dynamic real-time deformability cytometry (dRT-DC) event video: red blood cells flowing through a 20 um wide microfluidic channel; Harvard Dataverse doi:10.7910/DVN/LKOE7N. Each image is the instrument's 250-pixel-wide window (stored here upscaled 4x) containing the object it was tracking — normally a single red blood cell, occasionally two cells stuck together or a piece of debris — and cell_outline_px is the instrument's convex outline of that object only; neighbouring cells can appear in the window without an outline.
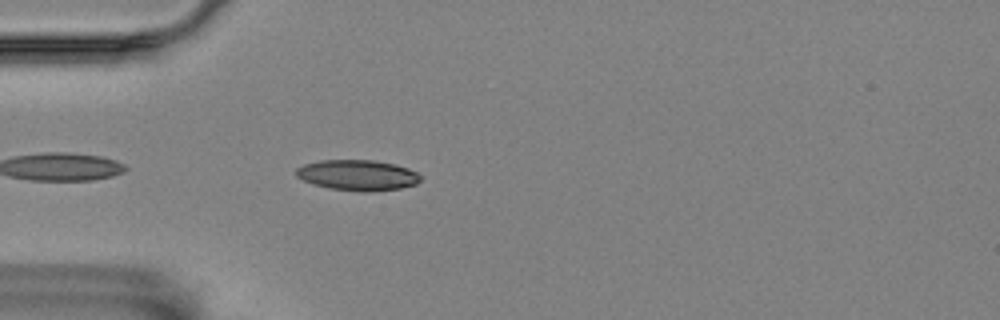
{"species": "Egyptian fruit bat (a non-hibernating species)", "species_latin": "Rousettus aegyptiacus", "temperature_condition": "room temperature", "stored_images_in_passage": 26, "camera_frame_rate_fps": 3000, "um_per_image_px": 0.085, "animal": {"sex": "female"}, "frame": {"image": 1, "passage_image": 3, "time_ms": 0.667, "image_size_px": [1000, 320], "cell_outline_px": [[420, 180], [416, 184], [400, 188], [368, 192], [360, 192], [328, 188], [312, 184], [296, 176], [296, 168], [304, 164], [320, 160], [372, 160], [396, 164], [408, 168], [416, 172], [420, 176]], "centroid_in_image_um": [30.38, 14.89], "position_along_channel_um": 54.6, "area_um2": 22.25}}
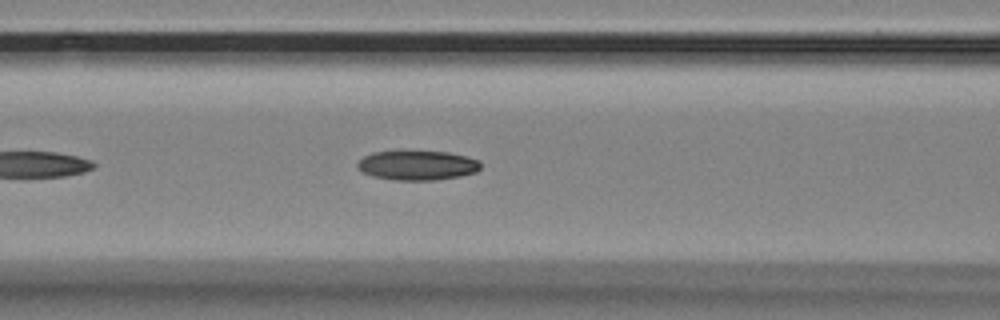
{"frame": {"image": 2, "passage_image": 10, "time_ms": 3.0, "image_size_px": [1000, 320], "cell_outline_px": [[480, 168], [476, 172], [460, 176], [436, 180], [396, 180], [372, 176], [364, 172], [356, 164], [364, 156], [372, 152], [396, 148], [400, 148], [448, 152], [468, 156], [480, 160]], "centroid_in_image_um": [35.47, 13.99], "position_along_channel_um": 131.1, "area_um2": 22.14}}
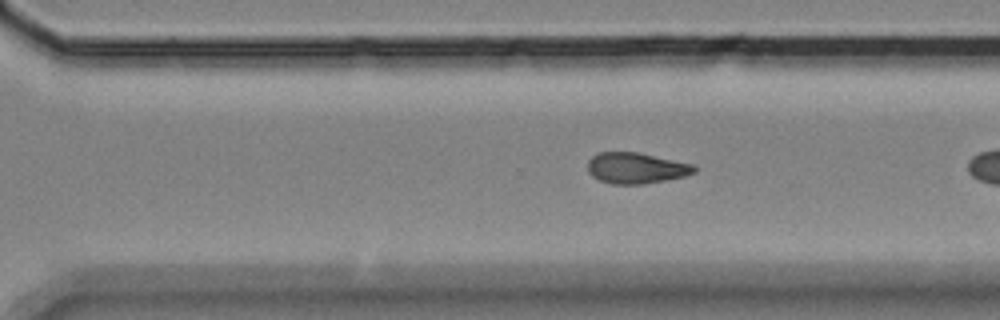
{"frame": {"image": 3, "passage_image": 23, "time_ms": 7.333, "image_size_px": [1000, 320], "cell_outline_px": [[696, 172], [684, 176], [644, 184], [612, 184], [600, 180], [592, 176], [588, 172], [588, 160], [592, 156], [600, 152], [636, 152], [692, 164], [696, 168]], "centroid_in_image_um": [54.03, 14.29], "position_along_channel_um": 316.6, "area_um2": 19.02}}